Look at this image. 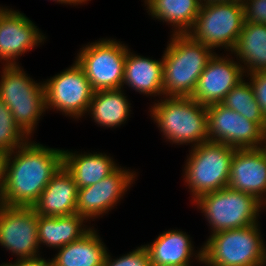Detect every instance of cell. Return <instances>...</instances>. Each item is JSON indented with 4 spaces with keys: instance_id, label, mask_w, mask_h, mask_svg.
Masks as SVG:
<instances>
[{
    "instance_id": "obj_26",
    "label": "cell",
    "mask_w": 266,
    "mask_h": 266,
    "mask_svg": "<svg viewBox=\"0 0 266 266\" xmlns=\"http://www.w3.org/2000/svg\"><path fill=\"white\" fill-rule=\"evenodd\" d=\"M221 104L257 123L266 132V118L256 101L252 86L243 80L222 100Z\"/></svg>"
},
{
    "instance_id": "obj_24",
    "label": "cell",
    "mask_w": 266,
    "mask_h": 266,
    "mask_svg": "<svg viewBox=\"0 0 266 266\" xmlns=\"http://www.w3.org/2000/svg\"><path fill=\"white\" fill-rule=\"evenodd\" d=\"M146 2L152 16L178 27L175 34H187L188 30H191L203 4L201 0H147Z\"/></svg>"
},
{
    "instance_id": "obj_9",
    "label": "cell",
    "mask_w": 266,
    "mask_h": 266,
    "mask_svg": "<svg viewBox=\"0 0 266 266\" xmlns=\"http://www.w3.org/2000/svg\"><path fill=\"white\" fill-rule=\"evenodd\" d=\"M127 50L113 40L83 47L76 62L84 70L94 91L122 88Z\"/></svg>"
},
{
    "instance_id": "obj_8",
    "label": "cell",
    "mask_w": 266,
    "mask_h": 266,
    "mask_svg": "<svg viewBox=\"0 0 266 266\" xmlns=\"http://www.w3.org/2000/svg\"><path fill=\"white\" fill-rule=\"evenodd\" d=\"M194 201L197 202L212 225L214 231L212 233L256 224V215L262 205L251 194L234 190L228 186L201 195Z\"/></svg>"
},
{
    "instance_id": "obj_16",
    "label": "cell",
    "mask_w": 266,
    "mask_h": 266,
    "mask_svg": "<svg viewBox=\"0 0 266 266\" xmlns=\"http://www.w3.org/2000/svg\"><path fill=\"white\" fill-rule=\"evenodd\" d=\"M43 38L23 14L0 8V58L7 60L6 65H16L12 60L42 42Z\"/></svg>"
},
{
    "instance_id": "obj_17",
    "label": "cell",
    "mask_w": 266,
    "mask_h": 266,
    "mask_svg": "<svg viewBox=\"0 0 266 266\" xmlns=\"http://www.w3.org/2000/svg\"><path fill=\"white\" fill-rule=\"evenodd\" d=\"M78 187L62 165L32 205L39 216H66L76 213Z\"/></svg>"
},
{
    "instance_id": "obj_6",
    "label": "cell",
    "mask_w": 266,
    "mask_h": 266,
    "mask_svg": "<svg viewBox=\"0 0 266 266\" xmlns=\"http://www.w3.org/2000/svg\"><path fill=\"white\" fill-rule=\"evenodd\" d=\"M0 82V99L13 115L14 122L28 136L45 111V89L26 76L17 65H5Z\"/></svg>"
},
{
    "instance_id": "obj_36",
    "label": "cell",
    "mask_w": 266,
    "mask_h": 266,
    "mask_svg": "<svg viewBox=\"0 0 266 266\" xmlns=\"http://www.w3.org/2000/svg\"><path fill=\"white\" fill-rule=\"evenodd\" d=\"M0 266H18V264L17 263H15V264H3V265H0Z\"/></svg>"
},
{
    "instance_id": "obj_13",
    "label": "cell",
    "mask_w": 266,
    "mask_h": 266,
    "mask_svg": "<svg viewBox=\"0 0 266 266\" xmlns=\"http://www.w3.org/2000/svg\"><path fill=\"white\" fill-rule=\"evenodd\" d=\"M244 67L213 55L200 75L191 96L204 106L221 103L225 96L242 81Z\"/></svg>"
},
{
    "instance_id": "obj_19",
    "label": "cell",
    "mask_w": 266,
    "mask_h": 266,
    "mask_svg": "<svg viewBox=\"0 0 266 266\" xmlns=\"http://www.w3.org/2000/svg\"><path fill=\"white\" fill-rule=\"evenodd\" d=\"M63 165L73 176L78 189L94 185L118 168L102 153L76 155L64 150Z\"/></svg>"
},
{
    "instance_id": "obj_29",
    "label": "cell",
    "mask_w": 266,
    "mask_h": 266,
    "mask_svg": "<svg viewBox=\"0 0 266 266\" xmlns=\"http://www.w3.org/2000/svg\"><path fill=\"white\" fill-rule=\"evenodd\" d=\"M249 1L243 2L245 21L266 25V0Z\"/></svg>"
},
{
    "instance_id": "obj_27",
    "label": "cell",
    "mask_w": 266,
    "mask_h": 266,
    "mask_svg": "<svg viewBox=\"0 0 266 266\" xmlns=\"http://www.w3.org/2000/svg\"><path fill=\"white\" fill-rule=\"evenodd\" d=\"M25 137L27 135L14 122L10 109L0 99V150L14 154L16 148L25 144Z\"/></svg>"
},
{
    "instance_id": "obj_31",
    "label": "cell",
    "mask_w": 266,
    "mask_h": 266,
    "mask_svg": "<svg viewBox=\"0 0 266 266\" xmlns=\"http://www.w3.org/2000/svg\"><path fill=\"white\" fill-rule=\"evenodd\" d=\"M16 262L18 266H53L52 260L47 262L46 260L38 257L21 259Z\"/></svg>"
},
{
    "instance_id": "obj_1",
    "label": "cell",
    "mask_w": 266,
    "mask_h": 266,
    "mask_svg": "<svg viewBox=\"0 0 266 266\" xmlns=\"http://www.w3.org/2000/svg\"><path fill=\"white\" fill-rule=\"evenodd\" d=\"M18 150L14 159L10 157L12 152L7 154L0 204L32 207L63 165V151L27 142Z\"/></svg>"
},
{
    "instance_id": "obj_32",
    "label": "cell",
    "mask_w": 266,
    "mask_h": 266,
    "mask_svg": "<svg viewBox=\"0 0 266 266\" xmlns=\"http://www.w3.org/2000/svg\"><path fill=\"white\" fill-rule=\"evenodd\" d=\"M7 153L0 150V198L4 189L5 184V162Z\"/></svg>"
},
{
    "instance_id": "obj_25",
    "label": "cell",
    "mask_w": 266,
    "mask_h": 266,
    "mask_svg": "<svg viewBox=\"0 0 266 266\" xmlns=\"http://www.w3.org/2000/svg\"><path fill=\"white\" fill-rule=\"evenodd\" d=\"M120 89L94 91L89 105L95 122L114 127L123 123L129 114V102Z\"/></svg>"
},
{
    "instance_id": "obj_23",
    "label": "cell",
    "mask_w": 266,
    "mask_h": 266,
    "mask_svg": "<svg viewBox=\"0 0 266 266\" xmlns=\"http://www.w3.org/2000/svg\"><path fill=\"white\" fill-rule=\"evenodd\" d=\"M233 51L248 63L249 74L266 71V25L244 21Z\"/></svg>"
},
{
    "instance_id": "obj_10",
    "label": "cell",
    "mask_w": 266,
    "mask_h": 266,
    "mask_svg": "<svg viewBox=\"0 0 266 266\" xmlns=\"http://www.w3.org/2000/svg\"><path fill=\"white\" fill-rule=\"evenodd\" d=\"M208 141L227 144L236 149L259 148L266 132L238 112L221 103L206 106Z\"/></svg>"
},
{
    "instance_id": "obj_20",
    "label": "cell",
    "mask_w": 266,
    "mask_h": 266,
    "mask_svg": "<svg viewBox=\"0 0 266 266\" xmlns=\"http://www.w3.org/2000/svg\"><path fill=\"white\" fill-rule=\"evenodd\" d=\"M84 217L76 213L66 216H39L38 242L59 249L82 238L90 229L81 227Z\"/></svg>"
},
{
    "instance_id": "obj_28",
    "label": "cell",
    "mask_w": 266,
    "mask_h": 266,
    "mask_svg": "<svg viewBox=\"0 0 266 266\" xmlns=\"http://www.w3.org/2000/svg\"><path fill=\"white\" fill-rule=\"evenodd\" d=\"M109 257L107 254L103 266H151L149 253L145 246H141L115 261Z\"/></svg>"
},
{
    "instance_id": "obj_3",
    "label": "cell",
    "mask_w": 266,
    "mask_h": 266,
    "mask_svg": "<svg viewBox=\"0 0 266 266\" xmlns=\"http://www.w3.org/2000/svg\"><path fill=\"white\" fill-rule=\"evenodd\" d=\"M257 223L213 233L197 256L210 266H263L266 248Z\"/></svg>"
},
{
    "instance_id": "obj_30",
    "label": "cell",
    "mask_w": 266,
    "mask_h": 266,
    "mask_svg": "<svg viewBox=\"0 0 266 266\" xmlns=\"http://www.w3.org/2000/svg\"><path fill=\"white\" fill-rule=\"evenodd\" d=\"M252 89L263 115L266 118V71H259L250 74Z\"/></svg>"
},
{
    "instance_id": "obj_21",
    "label": "cell",
    "mask_w": 266,
    "mask_h": 266,
    "mask_svg": "<svg viewBox=\"0 0 266 266\" xmlns=\"http://www.w3.org/2000/svg\"><path fill=\"white\" fill-rule=\"evenodd\" d=\"M106 255L96 231L90 229L79 240L63 246L52 263L53 266H103Z\"/></svg>"
},
{
    "instance_id": "obj_7",
    "label": "cell",
    "mask_w": 266,
    "mask_h": 266,
    "mask_svg": "<svg viewBox=\"0 0 266 266\" xmlns=\"http://www.w3.org/2000/svg\"><path fill=\"white\" fill-rule=\"evenodd\" d=\"M244 21L243 2L202 4L187 35L211 49L225 46L233 52Z\"/></svg>"
},
{
    "instance_id": "obj_35",
    "label": "cell",
    "mask_w": 266,
    "mask_h": 266,
    "mask_svg": "<svg viewBox=\"0 0 266 266\" xmlns=\"http://www.w3.org/2000/svg\"><path fill=\"white\" fill-rule=\"evenodd\" d=\"M164 266H189V264H179V265H164Z\"/></svg>"
},
{
    "instance_id": "obj_4",
    "label": "cell",
    "mask_w": 266,
    "mask_h": 266,
    "mask_svg": "<svg viewBox=\"0 0 266 266\" xmlns=\"http://www.w3.org/2000/svg\"><path fill=\"white\" fill-rule=\"evenodd\" d=\"M152 117L167 139L174 143L208 141V118L206 106L191 97H169L155 103Z\"/></svg>"
},
{
    "instance_id": "obj_15",
    "label": "cell",
    "mask_w": 266,
    "mask_h": 266,
    "mask_svg": "<svg viewBox=\"0 0 266 266\" xmlns=\"http://www.w3.org/2000/svg\"><path fill=\"white\" fill-rule=\"evenodd\" d=\"M228 187L251 194L263 203L266 192V148L237 149L234 153Z\"/></svg>"
},
{
    "instance_id": "obj_5",
    "label": "cell",
    "mask_w": 266,
    "mask_h": 266,
    "mask_svg": "<svg viewBox=\"0 0 266 266\" xmlns=\"http://www.w3.org/2000/svg\"><path fill=\"white\" fill-rule=\"evenodd\" d=\"M236 150L227 144L212 141L193 148L185 168V178L195 200L228 186L231 162Z\"/></svg>"
},
{
    "instance_id": "obj_2",
    "label": "cell",
    "mask_w": 266,
    "mask_h": 266,
    "mask_svg": "<svg viewBox=\"0 0 266 266\" xmlns=\"http://www.w3.org/2000/svg\"><path fill=\"white\" fill-rule=\"evenodd\" d=\"M163 56V93L170 97H191L197 81L213 57L211 48L187 34H173Z\"/></svg>"
},
{
    "instance_id": "obj_33",
    "label": "cell",
    "mask_w": 266,
    "mask_h": 266,
    "mask_svg": "<svg viewBox=\"0 0 266 266\" xmlns=\"http://www.w3.org/2000/svg\"><path fill=\"white\" fill-rule=\"evenodd\" d=\"M206 3H230V2H241V0H204Z\"/></svg>"
},
{
    "instance_id": "obj_34",
    "label": "cell",
    "mask_w": 266,
    "mask_h": 266,
    "mask_svg": "<svg viewBox=\"0 0 266 266\" xmlns=\"http://www.w3.org/2000/svg\"><path fill=\"white\" fill-rule=\"evenodd\" d=\"M54 1H58L59 3L61 2V3H69V4H71V3H73V4L79 3L77 0H54Z\"/></svg>"
},
{
    "instance_id": "obj_22",
    "label": "cell",
    "mask_w": 266,
    "mask_h": 266,
    "mask_svg": "<svg viewBox=\"0 0 266 266\" xmlns=\"http://www.w3.org/2000/svg\"><path fill=\"white\" fill-rule=\"evenodd\" d=\"M145 247L151 266L189 264L193 250L188 235L178 230L160 234L153 244Z\"/></svg>"
},
{
    "instance_id": "obj_11",
    "label": "cell",
    "mask_w": 266,
    "mask_h": 266,
    "mask_svg": "<svg viewBox=\"0 0 266 266\" xmlns=\"http://www.w3.org/2000/svg\"><path fill=\"white\" fill-rule=\"evenodd\" d=\"M43 85L45 108L50 106L77 118L89 110L94 90L77 62Z\"/></svg>"
},
{
    "instance_id": "obj_14",
    "label": "cell",
    "mask_w": 266,
    "mask_h": 266,
    "mask_svg": "<svg viewBox=\"0 0 266 266\" xmlns=\"http://www.w3.org/2000/svg\"><path fill=\"white\" fill-rule=\"evenodd\" d=\"M135 174L117 168L94 185L78 189L76 214L92 218L105 213L116 204L131 185Z\"/></svg>"
},
{
    "instance_id": "obj_37",
    "label": "cell",
    "mask_w": 266,
    "mask_h": 266,
    "mask_svg": "<svg viewBox=\"0 0 266 266\" xmlns=\"http://www.w3.org/2000/svg\"><path fill=\"white\" fill-rule=\"evenodd\" d=\"M79 3H82V2H84V1H87V0H77Z\"/></svg>"
},
{
    "instance_id": "obj_18",
    "label": "cell",
    "mask_w": 266,
    "mask_h": 266,
    "mask_svg": "<svg viewBox=\"0 0 266 266\" xmlns=\"http://www.w3.org/2000/svg\"><path fill=\"white\" fill-rule=\"evenodd\" d=\"M123 83L145 94H163V60L135 56L127 50Z\"/></svg>"
},
{
    "instance_id": "obj_12",
    "label": "cell",
    "mask_w": 266,
    "mask_h": 266,
    "mask_svg": "<svg viewBox=\"0 0 266 266\" xmlns=\"http://www.w3.org/2000/svg\"><path fill=\"white\" fill-rule=\"evenodd\" d=\"M39 215L32 207L0 204V243L20 259L37 257Z\"/></svg>"
}]
</instances>
